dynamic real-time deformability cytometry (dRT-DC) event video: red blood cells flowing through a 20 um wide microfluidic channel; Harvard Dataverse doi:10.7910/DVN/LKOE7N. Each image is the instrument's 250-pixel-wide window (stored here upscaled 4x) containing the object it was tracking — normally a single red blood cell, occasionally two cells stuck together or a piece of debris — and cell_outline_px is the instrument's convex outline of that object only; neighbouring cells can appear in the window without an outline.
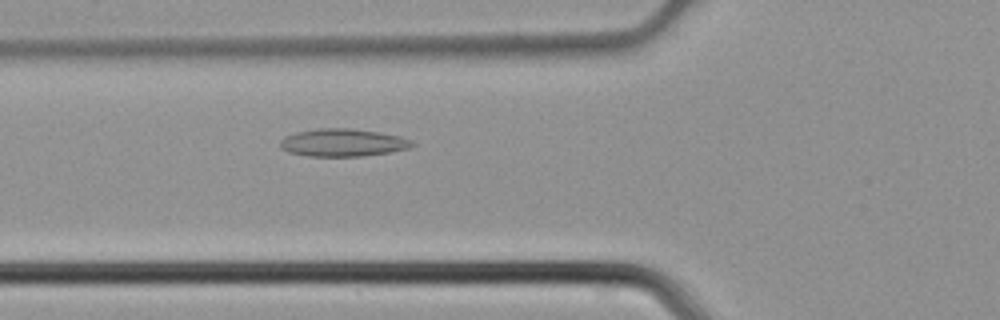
{"species": "common noctule bat (a hibernating species)", "species_latin": "Nyctalus noctula", "temperature_condition": "cold", "stored_images_in_passage": 36, "camera_frame_rate_fps": 3000, "um_per_image_px": 0.085, "animal": {"sex": "male", "body_mass_g": 21.5, "forearm_length_mm": 52.0}, "frame": {"image": 1, "passage_image": 8, "time_ms": 2.333, "image_size_px": [1000, 320], "cell_outline_px": [[416, 144], [408, 148], [388, 152], [364, 156], [308, 156], [288, 152], [280, 148], [280, 140], [284, 136], [296, 132], [316, 128], [352, 128], [400, 136], [412, 140]], "centroid_in_image_um": [29.1, 12.12], "position_along_channel_um": 96.7, "area_um2": 21.33}}
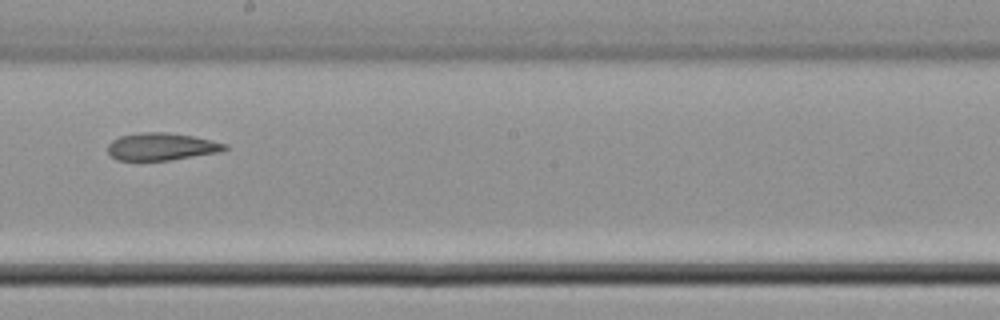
{"frame": {"image": 2, "passage_image": 17, "time_ms": 5.333, "image_size_px": [1000, 320], "cell_outline_px": [[228, 148], [220, 152], [168, 160], [116, 160], [108, 152], [108, 144], [112, 140], [120, 136], [140, 132], [168, 132], [192, 136], [212, 140], [228, 144]], "centroid_in_image_um": [13.73, 12.45], "position_along_channel_um": 234.5, "area_um2": 18.67}}
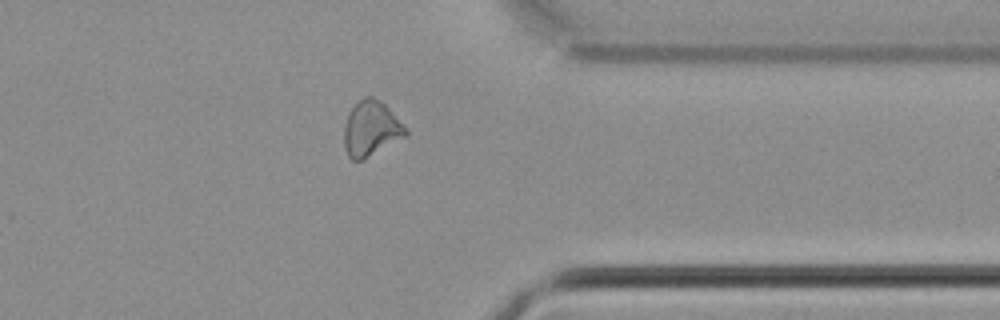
{"frame": {"image": 3, "passage_image": 27, "time_ms": 8.667, "image_size_px": [1000, 320], "cell_outline_px": [[408, 136], [364, 160], [352, 160], [348, 156], [344, 148], [344, 124], [348, 112], [364, 96], [372, 96], [380, 100], [408, 128]], "centroid_in_image_um": [31.55, 10.96], "position_along_channel_um": 379.8, "area_um2": 20.17}}